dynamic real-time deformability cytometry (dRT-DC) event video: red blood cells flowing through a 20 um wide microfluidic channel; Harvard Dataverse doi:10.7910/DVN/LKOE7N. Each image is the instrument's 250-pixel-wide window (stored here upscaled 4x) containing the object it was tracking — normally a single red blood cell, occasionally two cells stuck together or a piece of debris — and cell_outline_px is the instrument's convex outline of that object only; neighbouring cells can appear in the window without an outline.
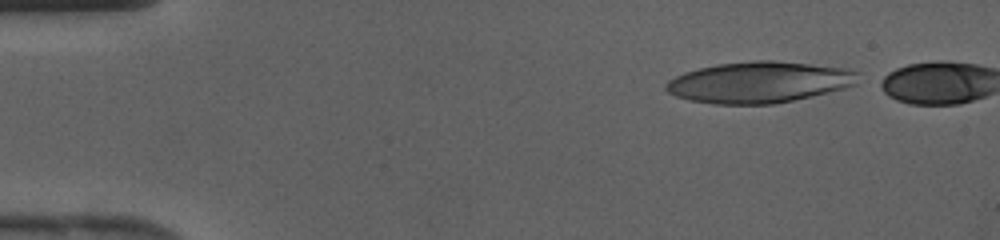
{"species": "human", "species_latin": "Homo sapiens", "temperature_condition": "cold", "stored_images_in_passage": 3, "camera_frame_rate_fps": 3000, "um_per_image_px": 0.085, "donor": {"sex": "female"}, "frame": {"image": 1, "passage_image": 2, "time_ms": 0.333, "image_size_px": [1000, 240], "cell_outline_px": [[860, 72], [856, 84], [844, 88], [812, 96], [772, 104], [716, 104], [688, 100], [676, 96], [668, 92], [664, 88], [664, 84], [668, 80], [684, 72], [716, 64], [756, 60], [772, 60], [844, 68]], "centroid_in_image_um": [64.5, 6.99], "position_along_channel_um": 20.5, "area_um2": 46.01}}